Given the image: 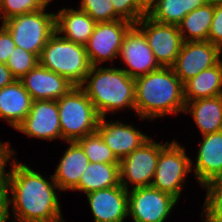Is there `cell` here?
<instances>
[{
	"label": "cell",
	"instance_id": "30",
	"mask_svg": "<svg viewBox=\"0 0 222 222\" xmlns=\"http://www.w3.org/2000/svg\"><path fill=\"white\" fill-rule=\"evenodd\" d=\"M78 9L86 12L96 23L121 20L111 0H81Z\"/></svg>",
	"mask_w": 222,
	"mask_h": 222
},
{
	"label": "cell",
	"instance_id": "16",
	"mask_svg": "<svg viewBox=\"0 0 222 222\" xmlns=\"http://www.w3.org/2000/svg\"><path fill=\"white\" fill-rule=\"evenodd\" d=\"M96 131L119 160L139 148L151 137L132 124L113 120L108 122L106 117H100Z\"/></svg>",
	"mask_w": 222,
	"mask_h": 222
},
{
	"label": "cell",
	"instance_id": "33",
	"mask_svg": "<svg viewBox=\"0 0 222 222\" xmlns=\"http://www.w3.org/2000/svg\"><path fill=\"white\" fill-rule=\"evenodd\" d=\"M203 210L215 221L222 222V195L213 187L205 188Z\"/></svg>",
	"mask_w": 222,
	"mask_h": 222
},
{
	"label": "cell",
	"instance_id": "29",
	"mask_svg": "<svg viewBox=\"0 0 222 222\" xmlns=\"http://www.w3.org/2000/svg\"><path fill=\"white\" fill-rule=\"evenodd\" d=\"M38 63L39 58L35 54L16 46L12 53H10L6 65L16 80H20Z\"/></svg>",
	"mask_w": 222,
	"mask_h": 222
},
{
	"label": "cell",
	"instance_id": "24",
	"mask_svg": "<svg viewBox=\"0 0 222 222\" xmlns=\"http://www.w3.org/2000/svg\"><path fill=\"white\" fill-rule=\"evenodd\" d=\"M120 185L119 164L89 163L82 173L79 184L72 191L84 194Z\"/></svg>",
	"mask_w": 222,
	"mask_h": 222
},
{
	"label": "cell",
	"instance_id": "25",
	"mask_svg": "<svg viewBox=\"0 0 222 222\" xmlns=\"http://www.w3.org/2000/svg\"><path fill=\"white\" fill-rule=\"evenodd\" d=\"M214 15V0L188 13L177 25L183 42L207 41Z\"/></svg>",
	"mask_w": 222,
	"mask_h": 222
},
{
	"label": "cell",
	"instance_id": "12",
	"mask_svg": "<svg viewBox=\"0 0 222 222\" xmlns=\"http://www.w3.org/2000/svg\"><path fill=\"white\" fill-rule=\"evenodd\" d=\"M221 54L222 50L208 40L183 42L171 68L185 83L201 71L216 65L221 60Z\"/></svg>",
	"mask_w": 222,
	"mask_h": 222
},
{
	"label": "cell",
	"instance_id": "6",
	"mask_svg": "<svg viewBox=\"0 0 222 222\" xmlns=\"http://www.w3.org/2000/svg\"><path fill=\"white\" fill-rule=\"evenodd\" d=\"M46 9L12 17L1 23L10 32L16 46L38 58L49 38L56 32L55 12L50 13Z\"/></svg>",
	"mask_w": 222,
	"mask_h": 222
},
{
	"label": "cell",
	"instance_id": "40",
	"mask_svg": "<svg viewBox=\"0 0 222 222\" xmlns=\"http://www.w3.org/2000/svg\"><path fill=\"white\" fill-rule=\"evenodd\" d=\"M219 193H222V177L212 185Z\"/></svg>",
	"mask_w": 222,
	"mask_h": 222
},
{
	"label": "cell",
	"instance_id": "17",
	"mask_svg": "<svg viewBox=\"0 0 222 222\" xmlns=\"http://www.w3.org/2000/svg\"><path fill=\"white\" fill-rule=\"evenodd\" d=\"M94 222H124L128 217V190L121 184L86 194Z\"/></svg>",
	"mask_w": 222,
	"mask_h": 222
},
{
	"label": "cell",
	"instance_id": "32",
	"mask_svg": "<svg viewBox=\"0 0 222 222\" xmlns=\"http://www.w3.org/2000/svg\"><path fill=\"white\" fill-rule=\"evenodd\" d=\"M115 13L123 20L136 24L143 16H146L138 8V0H111Z\"/></svg>",
	"mask_w": 222,
	"mask_h": 222
},
{
	"label": "cell",
	"instance_id": "22",
	"mask_svg": "<svg viewBox=\"0 0 222 222\" xmlns=\"http://www.w3.org/2000/svg\"><path fill=\"white\" fill-rule=\"evenodd\" d=\"M184 114H191L201 135L222 130V95L189 101Z\"/></svg>",
	"mask_w": 222,
	"mask_h": 222
},
{
	"label": "cell",
	"instance_id": "11",
	"mask_svg": "<svg viewBox=\"0 0 222 222\" xmlns=\"http://www.w3.org/2000/svg\"><path fill=\"white\" fill-rule=\"evenodd\" d=\"M135 26L144 34L159 65L171 67L183 44L178 26L158 23L148 16H143Z\"/></svg>",
	"mask_w": 222,
	"mask_h": 222
},
{
	"label": "cell",
	"instance_id": "1",
	"mask_svg": "<svg viewBox=\"0 0 222 222\" xmlns=\"http://www.w3.org/2000/svg\"><path fill=\"white\" fill-rule=\"evenodd\" d=\"M10 172L3 198L9 207L12 206L13 222H65L58 198L60 195L55 191L60 189L53 175L47 180L41 172L17 159L10 166Z\"/></svg>",
	"mask_w": 222,
	"mask_h": 222
},
{
	"label": "cell",
	"instance_id": "14",
	"mask_svg": "<svg viewBox=\"0 0 222 222\" xmlns=\"http://www.w3.org/2000/svg\"><path fill=\"white\" fill-rule=\"evenodd\" d=\"M119 57L126 65L121 69L133 78L146 75L161 67L148 46L144 34L135 25L125 34Z\"/></svg>",
	"mask_w": 222,
	"mask_h": 222
},
{
	"label": "cell",
	"instance_id": "18",
	"mask_svg": "<svg viewBox=\"0 0 222 222\" xmlns=\"http://www.w3.org/2000/svg\"><path fill=\"white\" fill-rule=\"evenodd\" d=\"M32 100H58L74 85L39 63L20 79Z\"/></svg>",
	"mask_w": 222,
	"mask_h": 222
},
{
	"label": "cell",
	"instance_id": "20",
	"mask_svg": "<svg viewBox=\"0 0 222 222\" xmlns=\"http://www.w3.org/2000/svg\"><path fill=\"white\" fill-rule=\"evenodd\" d=\"M96 22L84 11L62 8L55 12L56 32L74 43L85 45L93 33Z\"/></svg>",
	"mask_w": 222,
	"mask_h": 222
},
{
	"label": "cell",
	"instance_id": "37",
	"mask_svg": "<svg viewBox=\"0 0 222 222\" xmlns=\"http://www.w3.org/2000/svg\"><path fill=\"white\" fill-rule=\"evenodd\" d=\"M160 0H138V8L148 16Z\"/></svg>",
	"mask_w": 222,
	"mask_h": 222
},
{
	"label": "cell",
	"instance_id": "10",
	"mask_svg": "<svg viewBox=\"0 0 222 222\" xmlns=\"http://www.w3.org/2000/svg\"><path fill=\"white\" fill-rule=\"evenodd\" d=\"M129 21L96 23L85 49L91 66L115 60L119 56L125 34L133 26Z\"/></svg>",
	"mask_w": 222,
	"mask_h": 222
},
{
	"label": "cell",
	"instance_id": "13",
	"mask_svg": "<svg viewBox=\"0 0 222 222\" xmlns=\"http://www.w3.org/2000/svg\"><path fill=\"white\" fill-rule=\"evenodd\" d=\"M15 130L31 138L61 140L57 100H32L29 114Z\"/></svg>",
	"mask_w": 222,
	"mask_h": 222
},
{
	"label": "cell",
	"instance_id": "34",
	"mask_svg": "<svg viewBox=\"0 0 222 222\" xmlns=\"http://www.w3.org/2000/svg\"><path fill=\"white\" fill-rule=\"evenodd\" d=\"M208 41L222 50V0H214V15Z\"/></svg>",
	"mask_w": 222,
	"mask_h": 222
},
{
	"label": "cell",
	"instance_id": "39",
	"mask_svg": "<svg viewBox=\"0 0 222 222\" xmlns=\"http://www.w3.org/2000/svg\"><path fill=\"white\" fill-rule=\"evenodd\" d=\"M201 217H202L203 222H215L203 209H202Z\"/></svg>",
	"mask_w": 222,
	"mask_h": 222
},
{
	"label": "cell",
	"instance_id": "35",
	"mask_svg": "<svg viewBox=\"0 0 222 222\" xmlns=\"http://www.w3.org/2000/svg\"><path fill=\"white\" fill-rule=\"evenodd\" d=\"M16 48L10 32L1 24L0 26V63H6L10 53Z\"/></svg>",
	"mask_w": 222,
	"mask_h": 222
},
{
	"label": "cell",
	"instance_id": "19",
	"mask_svg": "<svg viewBox=\"0 0 222 222\" xmlns=\"http://www.w3.org/2000/svg\"><path fill=\"white\" fill-rule=\"evenodd\" d=\"M65 143L69 146L59 159L53 174L54 181L61 192L72 191L79 184L82 173L90 163L84 150L76 141Z\"/></svg>",
	"mask_w": 222,
	"mask_h": 222
},
{
	"label": "cell",
	"instance_id": "21",
	"mask_svg": "<svg viewBox=\"0 0 222 222\" xmlns=\"http://www.w3.org/2000/svg\"><path fill=\"white\" fill-rule=\"evenodd\" d=\"M31 104L32 98L20 80L0 89V119L14 130L29 114Z\"/></svg>",
	"mask_w": 222,
	"mask_h": 222
},
{
	"label": "cell",
	"instance_id": "3",
	"mask_svg": "<svg viewBox=\"0 0 222 222\" xmlns=\"http://www.w3.org/2000/svg\"><path fill=\"white\" fill-rule=\"evenodd\" d=\"M80 87L100 117L126 108L135 111V78L120 67L91 66Z\"/></svg>",
	"mask_w": 222,
	"mask_h": 222
},
{
	"label": "cell",
	"instance_id": "31",
	"mask_svg": "<svg viewBox=\"0 0 222 222\" xmlns=\"http://www.w3.org/2000/svg\"><path fill=\"white\" fill-rule=\"evenodd\" d=\"M10 144V141L6 143L0 141V198H3L6 194L11 173L10 171H6V165L10 162V166H12L17 159L16 157H13L16 155V151L14 148H11ZM10 159L13 160L11 161Z\"/></svg>",
	"mask_w": 222,
	"mask_h": 222
},
{
	"label": "cell",
	"instance_id": "8",
	"mask_svg": "<svg viewBox=\"0 0 222 222\" xmlns=\"http://www.w3.org/2000/svg\"><path fill=\"white\" fill-rule=\"evenodd\" d=\"M155 142L151 137L139 148L120 160V184L128 191L151 186L160 150L168 143ZM130 184V186H129Z\"/></svg>",
	"mask_w": 222,
	"mask_h": 222
},
{
	"label": "cell",
	"instance_id": "2",
	"mask_svg": "<svg viewBox=\"0 0 222 222\" xmlns=\"http://www.w3.org/2000/svg\"><path fill=\"white\" fill-rule=\"evenodd\" d=\"M184 83L171 67L135 78V112L143 120L184 113Z\"/></svg>",
	"mask_w": 222,
	"mask_h": 222
},
{
	"label": "cell",
	"instance_id": "4",
	"mask_svg": "<svg viewBox=\"0 0 222 222\" xmlns=\"http://www.w3.org/2000/svg\"><path fill=\"white\" fill-rule=\"evenodd\" d=\"M39 64L62 77L74 86H80L90 71L85 45L74 43L55 32L39 56Z\"/></svg>",
	"mask_w": 222,
	"mask_h": 222
},
{
	"label": "cell",
	"instance_id": "23",
	"mask_svg": "<svg viewBox=\"0 0 222 222\" xmlns=\"http://www.w3.org/2000/svg\"><path fill=\"white\" fill-rule=\"evenodd\" d=\"M222 95V59L184 83L185 102Z\"/></svg>",
	"mask_w": 222,
	"mask_h": 222
},
{
	"label": "cell",
	"instance_id": "26",
	"mask_svg": "<svg viewBox=\"0 0 222 222\" xmlns=\"http://www.w3.org/2000/svg\"><path fill=\"white\" fill-rule=\"evenodd\" d=\"M210 0H160L148 15L152 20L170 25H178L194 9L200 8Z\"/></svg>",
	"mask_w": 222,
	"mask_h": 222
},
{
	"label": "cell",
	"instance_id": "5",
	"mask_svg": "<svg viewBox=\"0 0 222 222\" xmlns=\"http://www.w3.org/2000/svg\"><path fill=\"white\" fill-rule=\"evenodd\" d=\"M57 104L61 140L74 142L96 132L100 116L80 86L72 87Z\"/></svg>",
	"mask_w": 222,
	"mask_h": 222
},
{
	"label": "cell",
	"instance_id": "36",
	"mask_svg": "<svg viewBox=\"0 0 222 222\" xmlns=\"http://www.w3.org/2000/svg\"><path fill=\"white\" fill-rule=\"evenodd\" d=\"M16 78L12 75L6 63H0V89L13 83Z\"/></svg>",
	"mask_w": 222,
	"mask_h": 222
},
{
	"label": "cell",
	"instance_id": "27",
	"mask_svg": "<svg viewBox=\"0 0 222 222\" xmlns=\"http://www.w3.org/2000/svg\"><path fill=\"white\" fill-rule=\"evenodd\" d=\"M91 163L119 164L120 160L107 147L100 134L96 131L76 141Z\"/></svg>",
	"mask_w": 222,
	"mask_h": 222
},
{
	"label": "cell",
	"instance_id": "7",
	"mask_svg": "<svg viewBox=\"0 0 222 222\" xmlns=\"http://www.w3.org/2000/svg\"><path fill=\"white\" fill-rule=\"evenodd\" d=\"M191 160L186 154V148L182 147L176 139L168 142L160 150L151 186L179 200L182 189L185 187L187 174L192 171Z\"/></svg>",
	"mask_w": 222,
	"mask_h": 222
},
{
	"label": "cell",
	"instance_id": "9",
	"mask_svg": "<svg viewBox=\"0 0 222 222\" xmlns=\"http://www.w3.org/2000/svg\"><path fill=\"white\" fill-rule=\"evenodd\" d=\"M179 202L173 195L152 186L128 191V217L133 222H165Z\"/></svg>",
	"mask_w": 222,
	"mask_h": 222
},
{
	"label": "cell",
	"instance_id": "15",
	"mask_svg": "<svg viewBox=\"0 0 222 222\" xmlns=\"http://www.w3.org/2000/svg\"><path fill=\"white\" fill-rule=\"evenodd\" d=\"M202 138L196 161L191 160V165L196 182L205 189L222 177V130Z\"/></svg>",
	"mask_w": 222,
	"mask_h": 222
},
{
	"label": "cell",
	"instance_id": "28",
	"mask_svg": "<svg viewBox=\"0 0 222 222\" xmlns=\"http://www.w3.org/2000/svg\"><path fill=\"white\" fill-rule=\"evenodd\" d=\"M53 0H1L0 20H6L25 13L34 12L48 7Z\"/></svg>",
	"mask_w": 222,
	"mask_h": 222
},
{
	"label": "cell",
	"instance_id": "38",
	"mask_svg": "<svg viewBox=\"0 0 222 222\" xmlns=\"http://www.w3.org/2000/svg\"><path fill=\"white\" fill-rule=\"evenodd\" d=\"M8 203L4 198H0V222H8L11 216ZM9 222H13L12 220Z\"/></svg>",
	"mask_w": 222,
	"mask_h": 222
}]
</instances>
